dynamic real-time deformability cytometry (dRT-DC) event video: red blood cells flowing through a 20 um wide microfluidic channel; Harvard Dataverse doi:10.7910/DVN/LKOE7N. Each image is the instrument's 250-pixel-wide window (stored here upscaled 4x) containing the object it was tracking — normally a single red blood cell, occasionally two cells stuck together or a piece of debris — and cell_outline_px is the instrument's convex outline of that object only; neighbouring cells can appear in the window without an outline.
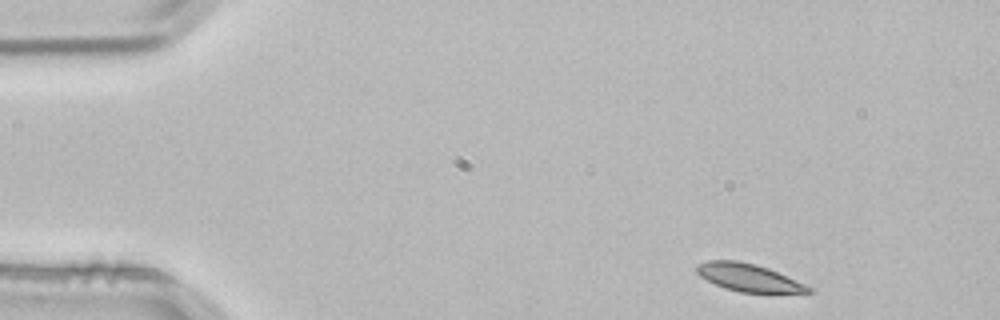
{"species": "common noctule bat (a hibernating species)", "species_latin": "Nyctalus noctula", "temperature_condition": "room temperature", "stored_images_in_passage": 3, "camera_frame_rate_fps": 3000, "um_per_image_px": 0.085, "animal": {"sex": "male", "body_mass_g": 21.5, "forearm_length_mm": 52.0}, "frame": {"image": 1, "passage_image": 1, "time_ms": 0.0, "image_size_px": [1000, 320], "cell_outline_px": [[812, 292], [740, 292], [724, 288], [700, 276], [696, 272], [696, 264], [708, 260], [736, 260], [756, 264], [768, 268], [804, 284], [812, 288]], "centroid_in_image_um": [63.57, 23.57], "position_along_channel_um": 21.4, "area_um2": 17.69}}
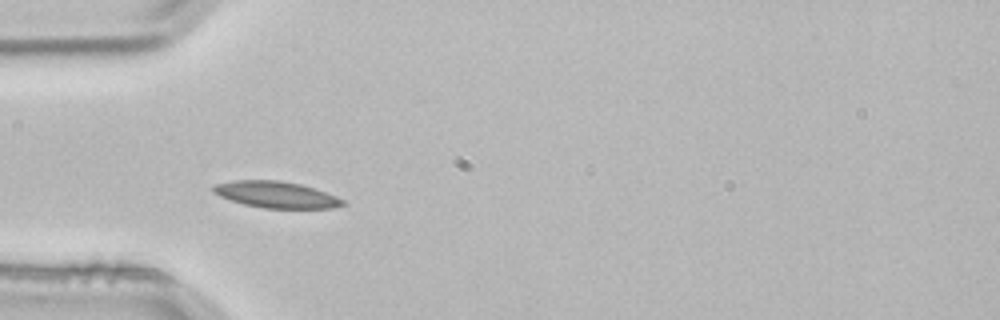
{"frame": {"image": 2, "passage_image": 3, "time_ms": 0.667, "image_size_px": [1000, 320], "cell_outline_px": [[348, 204], [332, 208], [264, 208], [244, 204], [220, 196], [212, 192], [212, 188], [216, 184], [232, 180], [276, 180], [300, 184], [316, 188], [336, 196], [344, 200]], "centroid_in_image_um": [23.5, 16.54], "position_along_channel_um": 61.5, "area_um2": 19.94}}